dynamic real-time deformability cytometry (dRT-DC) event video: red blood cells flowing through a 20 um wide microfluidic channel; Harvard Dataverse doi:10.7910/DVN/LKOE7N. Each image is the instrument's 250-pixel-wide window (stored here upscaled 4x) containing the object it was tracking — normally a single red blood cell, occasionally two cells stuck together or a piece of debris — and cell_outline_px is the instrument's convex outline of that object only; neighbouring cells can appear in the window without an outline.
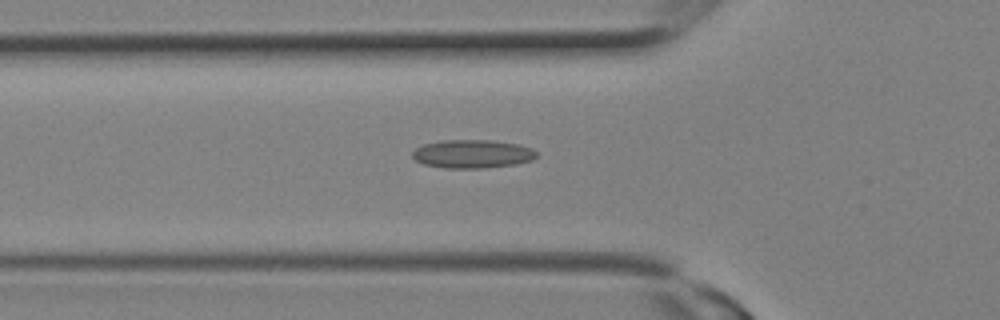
{"species": "Egyptian fruit bat (a non-hibernating species)", "species_latin": "Rousettus aegyptiacus", "temperature_condition": "room temperature", "stored_images_in_passage": 5, "camera_frame_rate_fps": 3000, "um_per_image_px": 0.085, "animal": {"sex": "female"}, "frame": {"image": 1, "passage_image": 3, "time_ms": 0.667, "image_size_px": [1000, 320], "cell_outline_px": [[536, 156], [532, 160], [516, 164], [484, 168], [444, 168], [424, 164], [416, 160], [412, 156], [412, 152], [416, 148], [424, 144], [444, 140], [492, 140], [520, 144], [532, 148], [536, 152]], "centroid_in_image_um": [40.17, 13.08], "position_along_channel_um": 85.6, "area_um2": 20.58}}
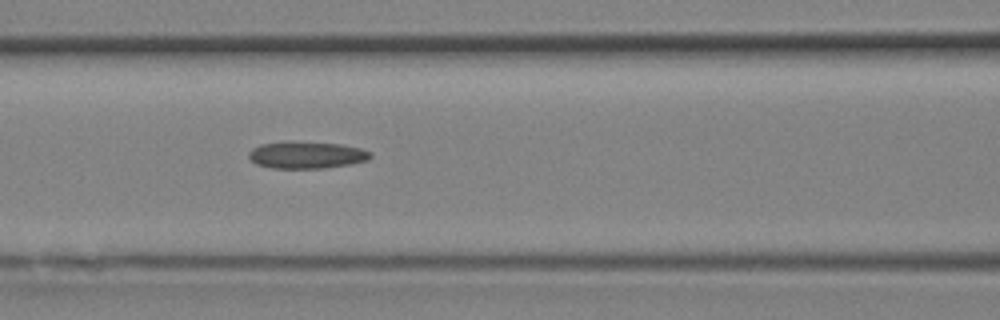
{"frame": {"image": 2, "passage_image": 5, "time_ms": 1.333, "image_size_px": [1000, 320], "cell_outline_px": [[372, 156], [368, 160], [352, 164], [324, 168], [272, 168], [256, 164], [248, 156], [248, 152], [252, 148], [260, 144], [340, 144], [360, 148], [372, 152]], "centroid_in_image_um": [26.11, 13.22], "position_along_channel_um": 140.5, "area_um2": 18.32}}